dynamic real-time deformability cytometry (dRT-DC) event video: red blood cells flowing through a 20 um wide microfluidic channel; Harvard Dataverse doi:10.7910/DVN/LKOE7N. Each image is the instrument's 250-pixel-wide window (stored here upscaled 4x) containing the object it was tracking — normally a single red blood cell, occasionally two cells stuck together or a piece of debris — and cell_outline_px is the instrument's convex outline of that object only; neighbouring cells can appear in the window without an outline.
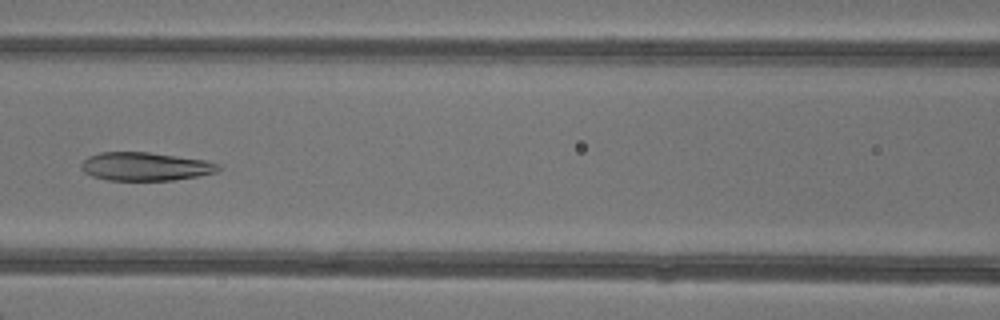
{"species": "common noctule bat (a hibernating species)", "species_latin": "Nyctalus noctula", "temperature_condition": "warm", "stored_images_in_passage": 6, "camera_frame_rate_fps": 3000, "um_per_image_px": 0.085, "animal": {"sex": "female"}, "frame": {"image": 1, "passage_image": 5, "time_ms": 5.667, "image_size_px": [1000, 320], "cell_outline_px": [[220, 168], [216, 172], [196, 176], [172, 180], [108, 180], [92, 176], [84, 172], [80, 168], [80, 164], [88, 156], [100, 152], [148, 152], [204, 160], [216, 164]], "centroid_in_image_um": [12.28, 14.15], "position_along_channel_um": 154.3, "area_um2": 22.43}}
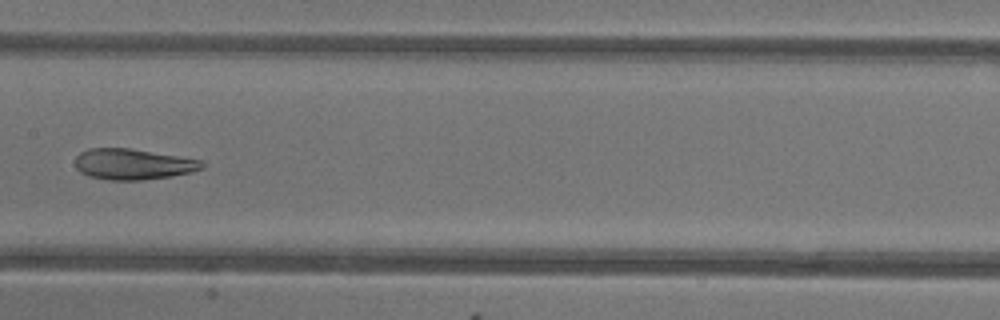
{"frame": {"image": 2, "passage_image": 6, "time_ms": 6.667, "image_size_px": [1000, 320], "cell_outline_px": [[208, 164], [204, 168], [192, 172], [144, 180], [112, 180], [88, 176], [80, 172], [76, 168], [76, 156], [80, 152], [88, 148], [128, 148], [180, 156], [204, 160]], "centroid_in_image_um": [11.35, 13.95], "position_along_channel_um": 196.0, "area_um2": 22.95}}